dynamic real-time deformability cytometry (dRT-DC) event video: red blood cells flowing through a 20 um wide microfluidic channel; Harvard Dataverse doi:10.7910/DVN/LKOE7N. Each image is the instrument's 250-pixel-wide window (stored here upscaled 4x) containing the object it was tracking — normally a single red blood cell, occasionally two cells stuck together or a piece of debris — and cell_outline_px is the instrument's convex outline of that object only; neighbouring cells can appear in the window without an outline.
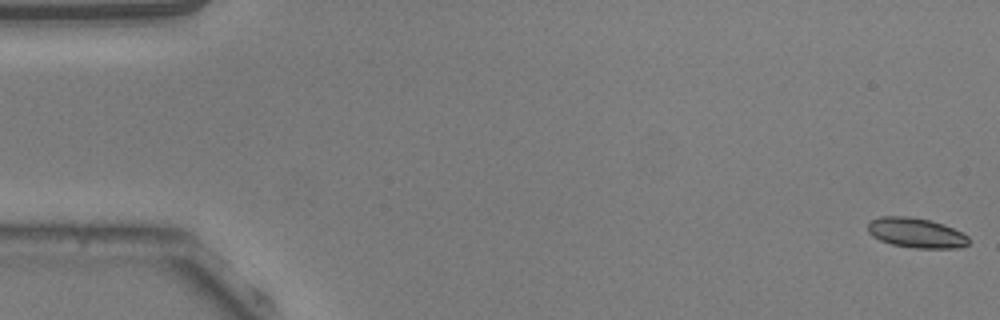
{"species": "common noctule bat (a hibernating species)", "species_latin": "Nyctalus noctula", "temperature_condition": "warm", "stored_images_in_passage": 53, "camera_frame_rate_fps": 3000, "um_per_image_px": 0.085, "animal": {"sex": "male", "body_mass_g": 20.5, "forearm_length_mm": 52.5}, "frame": {"image": 1, "passage_image": 1, "time_ms": 0.0, "image_size_px": [1000, 320], "cell_outline_px": [[968, 244], [960, 248], [912, 248], [892, 244], [880, 240], [872, 236], [868, 232], [868, 224], [872, 220], [880, 216], [908, 216], [928, 220], [944, 224], [968, 236]], "centroid_in_image_um": [77.85, 19.79], "position_along_channel_um": 7.1, "area_um2": 17.51}}
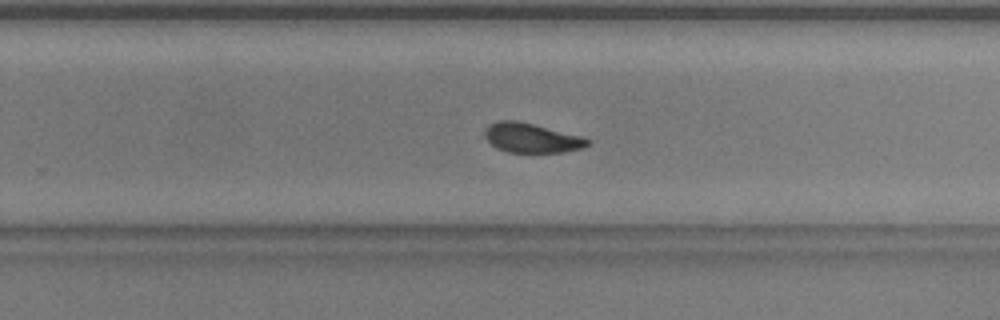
{"frame": {"image": 2, "passage_image": 34, "time_ms": 11.0, "image_size_px": [1000, 320], "cell_outline_px": [[592, 140], [588, 144], [580, 148], [564, 152], [508, 152], [496, 148], [484, 136], [484, 128], [488, 124], [500, 120], [516, 120], [580, 136]], "centroid_in_image_um": [45.12, 11.72], "position_along_channel_um": 284.7, "area_um2": 17.46}}
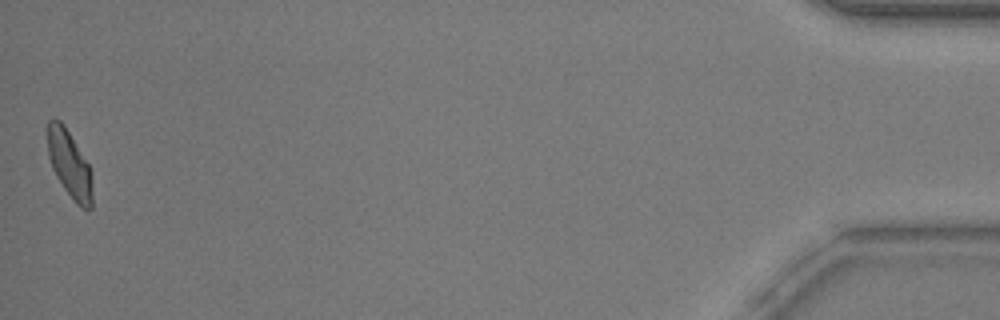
{"frame": {"image": 3, "passage_image": 53, "time_ms": 17.333, "image_size_px": [1000, 320], "cell_outline_px": [[92, 208], [84, 208], [76, 204], [64, 188], [56, 176], [52, 168], [48, 156], [48, 120], [60, 120], [64, 124], [88, 164], [92, 172]], "centroid_in_image_um": [5.92, 13.98], "position_along_channel_um": 429.3, "area_um2": 17.34}, "authors_computed_cell_mechanics": {"area_um2": 18.1492, "velocity_mm_per_s": 3.8117, "shape_relaxation_time_tau1_ms": 3.4315, "shape_relaxation_time_tau2_ms": 1.4115, "deformation_change_tau1": 0.1379, "deformation_change_tau2": 0.0743}}